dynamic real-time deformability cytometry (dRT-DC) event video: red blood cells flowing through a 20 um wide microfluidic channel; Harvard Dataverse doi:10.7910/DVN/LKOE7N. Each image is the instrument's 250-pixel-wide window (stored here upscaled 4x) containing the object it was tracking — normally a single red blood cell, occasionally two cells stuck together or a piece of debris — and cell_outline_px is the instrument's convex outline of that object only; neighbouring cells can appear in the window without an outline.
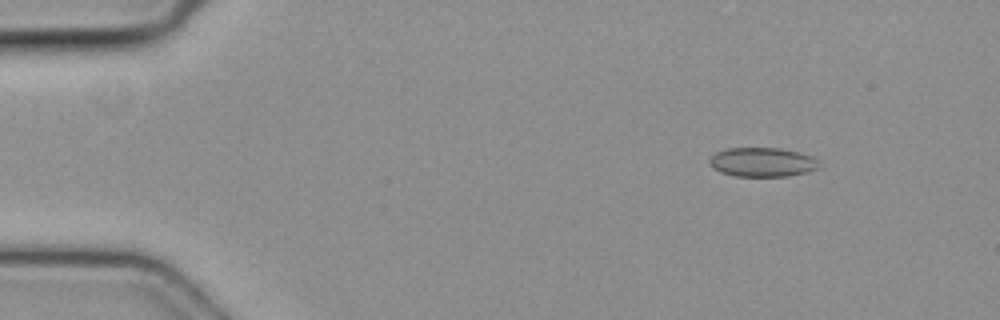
{"species": "common noctule bat (a hibernating species)", "species_latin": "Nyctalus noctula", "temperature_condition": "cold", "stored_images_in_passage": 4, "camera_frame_rate_fps": 3000, "um_per_image_px": 0.085, "animal": {"sex": "female", "body_mass_g": 19.3, "forearm_length_mm": 54.1}, "frame": {"image": 1, "passage_image": 2, "time_ms": 0.333, "image_size_px": [1000, 320], "cell_outline_px": [[820, 168], [808, 172], [788, 176], [732, 176], [720, 172], [712, 168], [708, 164], [708, 160], [716, 152], [728, 148], [780, 148], [800, 152], [812, 156], [816, 160]], "centroid_in_image_um": [64.78, 13.79], "position_along_channel_um": 20.2, "area_um2": 18.84}}